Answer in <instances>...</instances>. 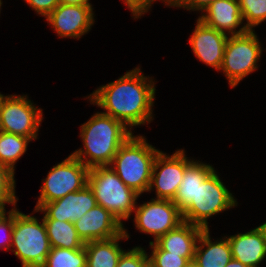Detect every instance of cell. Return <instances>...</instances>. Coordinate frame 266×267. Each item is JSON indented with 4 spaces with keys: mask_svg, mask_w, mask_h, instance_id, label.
I'll return each instance as SVG.
<instances>
[{
    "mask_svg": "<svg viewBox=\"0 0 266 267\" xmlns=\"http://www.w3.org/2000/svg\"><path fill=\"white\" fill-rule=\"evenodd\" d=\"M195 27L187 43L199 62L219 72L228 35L213 29L196 18Z\"/></svg>",
    "mask_w": 266,
    "mask_h": 267,
    "instance_id": "obj_13",
    "label": "cell"
},
{
    "mask_svg": "<svg viewBox=\"0 0 266 267\" xmlns=\"http://www.w3.org/2000/svg\"><path fill=\"white\" fill-rule=\"evenodd\" d=\"M233 194L215 169L196 187L195 199L182 212L183 221L209 229L208 219L238 207L239 203Z\"/></svg>",
    "mask_w": 266,
    "mask_h": 267,
    "instance_id": "obj_6",
    "label": "cell"
},
{
    "mask_svg": "<svg viewBox=\"0 0 266 267\" xmlns=\"http://www.w3.org/2000/svg\"><path fill=\"white\" fill-rule=\"evenodd\" d=\"M30 142L32 140L28 137L0 131V165L15 173L16 164L28 150Z\"/></svg>",
    "mask_w": 266,
    "mask_h": 267,
    "instance_id": "obj_23",
    "label": "cell"
},
{
    "mask_svg": "<svg viewBox=\"0 0 266 267\" xmlns=\"http://www.w3.org/2000/svg\"><path fill=\"white\" fill-rule=\"evenodd\" d=\"M124 5L131 10L140 0H121Z\"/></svg>",
    "mask_w": 266,
    "mask_h": 267,
    "instance_id": "obj_36",
    "label": "cell"
},
{
    "mask_svg": "<svg viewBox=\"0 0 266 267\" xmlns=\"http://www.w3.org/2000/svg\"><path fill=\"white\" fill-rule=\"evenodd\" d=\"M141 267H156V264L154 263V261L150 258V256L148 255L141 264Z\"/></svg>",
    "mask_w": 266,
    "mask_h": 267,
    "instance_id": "obj_34",
    "label": "cell"
},
{
    "mask_svg": "<svg viewBox=\"0 0 266 267\" xmlns=\"http://www.w3.org/2000/svg\"><path fill=\"white\" fill-rule=\"evenodd\" d=\"M156 78L145 76L141 66L127 70L117 80L100 85L84 96L91 105L101 108L103 114L121 121L132 132L134 128L153 122L156 98Z\"/></svg>",
    "mask_w": 266,
    "mask_h": 267,
    "instance_id": "obj_1",
    "label": "cell"
},
{
    "mask_svg": "<svg viewBox=\"0 0 266 267\" xmlns=\"http://www.w3.org/2000/svg\"><path fill=\"white\" fill-rule=\"evenodd\" d=\"M87 253L81 249L51 247L41 267H86Z\"/></svg>",
    "mask_w": 266,
    "mask_h": 267,
    "instance_id": "obj_24",
    "label": "cell"
},
{
    "mask_svg": "<svg viewBox=\"0 0 266 267\" xmlns=\"http://www.w3.org/2000/svg\"><path fill=\"white\" fill-rule=\"evenodd\" d=\"M162 2L167 8H172L178 0H140L131 10V17L134 20L141 19L145 14L149 11L151 12L152 6H154V2Z\"/></svg>",
    "mask_w": 266,
    "mask_h": 267,
    "instance_id": "obj_30",
    "label": "cell"
},
{
    "mask_svg": "<svg viewBox=\"0 0 266 267\" xmlns=\"http://www.w3.org/2000/svg\"><path fill=\"white\" fill-rule=\"evenodd\" d=\"M184 148L173 154L160 151L155 157L150 186L147 193H155L152 198L173 200L182 182L185 168L194 160L187 157Z\"/></svg>",
    "mask_w": 266,
    "mask_h": 267,
    "instance_id": "obj_11",
    "label": "cell"
},
{
    "mask_svg": "<svg viewBox=\"0 0 266 267\" xmlns=\"http://www.w3.org/2000/svg\"><path fill=\"white\" fill-rule=\"evenodd\" d=\"M160 151L143 134L132 133L109 166L124 184L143 197L149 189L153 163Z\"/></svg>",
    "mask_w": 266,
    "mask_h": 267,
    "instance_id": "obj_3",
    "label": "cell"
},
{
    "mask_svg": "<svg viewBox=\"0 0 266 267\" xmlns=\"http://www.w3.org/2000/svg\"><path fill=\"white\" fill-rule=\"evenodd\" d=\"M203 230L204 228L198 225L183 222L177 228L161 236L155 243L163 251L192 260Z\"/></svg>",
    "mask_w": 266,
    "mask_h": 267,
    "instance_id": "obj_18",
    "label": "cell"
},
{
    "mask_svg": "<svg viewBox=\"0 0 266 267\" xmlns=\"http://www.w3.org/2000/svg\"><path fill=\"white\" fill-rule=\"evenodd\" d=\"M75 229L84 243L115 238L124 232L125 226L100 205L86 212L74 222Z\"/></svg>",
    "mask_w": 266,
    "mask_h": 267,
    "instance_id": "obj_15",
    "label": "cell"
},
{
    "mask_svg": "<svg viewBox=\"0 0 266 267\" xmlns=\"http://www.w3.org/2000/svg\"><path fill=\"white\" fill-rule=\"evenodd\" d=\"M89 168L72 154L57 162L46 177L41 179L40 194L34 209L63 198L69 193L82 190L88 184Z\"/></svg>",
    "mask_w": 266,
    "mask_h": 267,
    "instance_id": "obj_8",
    "label": "cell"
},
{
    "mask_svg": "<svg viewBox=\"0 0 266 267\" xmlns=\"http://www.w3.org/2000/svg\"><path fill=\"white\" fill-rule=\"evenodd\" d=\"M131 218L135 230L153 237L149 243L156 242L184 222L182 212L172 200L156 198H150L143 204L137 202Z\"/></svg>",
    "mask_w": 266,
    "mask_h": 267,
    "instance_id": "obj_10",
    "label": "cell"
},
{
    "mask_svg": "<svg viewBox=\"0 0 266 267\" xmlns=\"http://www.w3.org/2000/svg\"><path fill=\"white\" fill-rule=\"evenodd\" d=\"M28 94H6L0 99V131L22 135L35 141L43 122V110Z\"/></svg>",
    "mask_w": 266,
    "mask_h": 267,
    "instance_id": "obj_9",
    "label": "cell"
},
{
    "mask_svg": "<svg viewBox=\"0 0 266 267\" xmlns=\"http://www.w3.org/2000/svg\"><path fill=\"white\" fill-rule=\"evenodd\" d=\"M96 205L97 202L93 190L87 184L82 190L45 203L35 211L43 214V219H56L74 223Z\"/></svg>",
    "mask_w": 266,
    "mask_h": 267,
    "instance_id": "obj_14",
    "label": "cell"
},
{
    "mask_svg": "<svg viewBox=\"0 0 266 267\" xmlns=\"http://www.w3.org/2000/svg\"><path fill=\"white\" fill-rule=\"evenodd\" d=\"M94 5L59 4L44 20L58 38L80 40L95 23Z\"/></svg>",
    "mask_w": 266,
    "mask_h": 267,
    "instance_id": "obj_12",
    "label": "cell"
},
{
    "mask_svg": "<svg viewBox=\"0 0 266 267\" xmlns=\"http://www.w3.org/2000/svg\"><path fill=\"white\" fill-rule=\"evenodd\" d=\"M32 11L37 14V16H41L42 18H46L58 5L59 0H23Z\"/></svg>",
    "mask_w": 266,
    "mask_h": 267,
    "instance_id": "obj_31",
    "label": "cell"
},
{
    "mask_svg": "<svg viewBox=\"0 0 266 267\" xmlns=\"http://www.w3.org/2000/svg\"><path fill=\"white\" fill-rule=\"evenodd\" d=\"M232 258L249 267H260L266 261V245L261 231L255 227L248 231L227 235Z\"/></svg>",
    "mask_w": 266,
    "mask_h": 267,
    "instance_id": "obj_17",
    "label": "cell"
},
{
    "mask_svg": "<svg viewBox=\"0 0 266 267\" xmlns=\"http://www.w3.org/2000/svg\"><path fill=\"white\" fill-rule=\"evenodd\" d=\"M32 213L25 214L14 208V226L10 250L21 262V267H41L51 245L43 218ZM41 222H40V221Z\"/></svg>",
    "mask_w": 266,
    "mask_h": 267,
    "instance_id": "obj_4",
    "label": "cell"
},
{
    "mask_svg": "<svg viewBox=\"0 0 266 267\" xmlns=\"http://www.w3.org/2000/svg\"><path fill=\"white\" fill-rule=\"evenodd\" d=\"M198 19L228 36L243 34L248 30L244 26L238 0H217Z\"/></svg>",
    "mask_w": 266,
    "mask_h": 267,
    "instance_id": "obj_16",
    "label": "cell"
},
{
    "mask_svg": "<svg viewBox=\"0 0 266 267\" xmlns=\"http://www.w3.org/2000/svg\"><path fill=\"white\" fill-rule=\"evenodd\" d=\"M129 238L131 235L124 228V232L115 238L85 243L86 267H117L120 256L126 250L120 244Z\"/></svg>",
    "mask_w": 266,
    "mask_h": 267,
    "instance_id": "obj_20",
    "label": "cell"
},
{
    "mask_svg": "<svg viewBox=\"0 0 266 267\" xmlns=\"http://www.w3.org/2000/svg\"><path fill=\"white\" fill-rule=\"evenodd\" d=\"M59 4H66V5H93L90 0H59Z\"/></svg>",
    "mask_w": 266,
    "mask_h": 267,
    "instance_id": "obj_33",
    "label": "cell"
},
{
    "mask_svg": "<svg viewBox=\"0 0 266 267\" xmlns=\"http://www.w3.org/2000/svg\"><path fill=\"white\" fill-rule=\"evenodd\" d=\"M244 26L255 30L266 21V0H238Z\"/></svg>",
    "mask_w": 266,
    "mask_h": 267,
    "instance_id": "obj_25",
    "label": "cell"
},
{
    "mask_svg": "<svg viewBox=\"0 0 266 267\" xmlns=\"http://www.w3.org/2000/svg\"><path fill=\"white\" fill-rule=\"evenodd\" d=\"M263 51L266 48L255 30L228 37L219 72L223 73L230 88L239 86L244 78L258 71L261 56H264Z\"/></svg>",
    "mask_w": 266,
    "mask_h": 267,
    "instance_id": "obj_7",
    "label": "cell"
},
{
    "mask_svg": "<svg viewBox=\"0 0 266 267\" xmlns=\"http://www.w3.org/2000/svg\"><path fill=\"white\" fill-rule=\"evenodd\" d=\"M88 186L93 190L97 205L126 225L124 222L132 217L140 195L124 184L110 166L89 168Z\"/></svg>",
    "mask_w": 266,
    "mask_h": 267,
    "instance_id": "obj_5",
    "label": "cell"
},
{
    "mask_svg": "<svg viewBox=\"0 0 266 267\" xmlns=\"http://www.w3.org/2000/svg\"><path fill=\"white\" fill-rule=\"evenodd\" d=\"M148 256L143 246H134L125 250L119 258L117 267H141L142 261Z\"/></svg>",
    "mask_w": 266,
    "mask_h": 267,
    "instance_id": "obj_29",
    "label": "cell"
},
{
    "mask_svg": "<svg viewBox=\"0 0 266 267\" xmlns=\"http://www.w3.org/2000/svg\"><path fill=\"white\" fill-rule=\"evenodd\" d=\"M14 226V209L4 212L0 217V249L9 252Z\"/></svg>",
    "mask_w": 266,
    "mask_h": 267,
    "instance_id": "obj_28",
    "label": "cell"
},
{
    "mask_svg": "<svg viewBox=\"0 0 266 267\" xmlns=\"http://www.w3.org/2000/svg\"><path fill=\"white\" fill-rule=\"evenodd\" d=\"M257 228L261 231L265 245H266V222L258 225Z\"/></svg>",
    "mask_w": 266,
    "mask_h": 267,
    "instance_id": "obj_37",
    "label": "cell"
},
{
    "mask_svg": "<svg viewBox=\"0 0 266 267\" xmlns=\"http://www.w3.org/2000/svg\"><path fill=\"white\" fill-rule=\"evenodd\" d=\"M7 210H5L1 205H0V217L1 215L6 212Z\"/></svg>",
    "mask_w": 266,
    "mask_h": 267,
    "instance_id": "obj_39",
    "label": "cell"
},
{
    "mask_svg": "<svg viewBox=\"0 0 266 267\" xmlns=\"http://www.w3.org/2000/svg\"><path fill=\"white\" fill-rule=\"evenodd\" d=\"M217 0H178V2L172 8H182L190 13L193 11L198 13L199 16L203 11L212 3Z\"/></svg>",
    "mask_w": 266,
    "mask_h": 267,
    "instance_id": "obj_32",
    "label": "cell"
},
{
    "mask_svg": "<svg viewBox=\"0 0 266 267\" xmlns=\"http://www.w3.org/2000/svg\"><path fill=\"white\" fill-rule=\"evenodd\" d=\"M184 267H198L196 261L194 259L188 260Z\"/></svg>",
    "mask_w": 266,
    "mask_h": 267,
    "instance_id": "obj_38",
    "label": "cell"
},
{
    "mask_svg": "<svg viewBox=\"0 0 266 267\" xmlns=\"http://www.w3.org/2000/svg\"><path fill=\"white\" fill-rule=\"evenodd\" d=\"M211 231L204 229L198 239L194 260L198 267H225L232 259L231 247L226 235L217 240L211 238Z\"/></svg>",
    "mask_w": 266,
    "mask_h": 267,
    "instance_id": "obj_19",
    "label": "cell"
},
{
    "mask_svg": "<svg viewBox=\"0 0 266 267\" xmlns=\"http://www.w3.org/2000/svg\"><path fill=\"white\" fill-rule=\"evenodd\" d=\"M132 133L121 121L97 111L81 124L82 146L71 154L88 168L109 166Z\"/></svg>",
    "mask_w": 266,
    "mask_h": 267,
    "instance_id": "obj_2",
    "label": "cell"
},
{
    "mask_svg": "<svg viewBox=\"0 0 266 267\" xmlns=\"http://www.w3.org/2000/svg\"><path fill=\"white\" fill-rule=\"evenodd\" d=\"M51 247L81 249L85 243L79 237L74 223L56 219H43Z\"/></svg>",
    "mask_w": 266,
    "mask_h": 267,
    "instance_id": "obj_22",
    "label": "cell"
},
{
    "mask_svg": "<svg viewBox=\"0 0 266 267\" xmlns=\"http://www.w3.org/2000/svg\"><path fill=\"white\" fill-rule=\"evenodd\" d=\"M2 5H3V0H0V15H1V9H2Z\"/></svg>",
    "mask_w": 266,
    "mask_h": 267,
    "instance_id": "obj_40",
    "label": "cell"
},
{
    "mask_svg": "<svg viewBox=\"0 0 266 267\" xmlns=\"http://www.w3.org/2000/svg\"><path fill=\"white\" fill-rule=\"evenodd\" d=\"M215 170L212 164L202 162V160H193L186 168L182 182L178 187L175 198L172 200L179 210L183 212L195 199L196 187Z\"/></svg>",
    "mask_w": 266,
    "mask_h": 267,
    "instance_id": "obj_21",
    "label": "cell"
},
{
    "mask_svg": "<svg viewBox=\"0 0 266 267\" xmlns=\"http://www.w3.org/2000/svg\"><path fill=\"white\" fill-rule=\"evenodd\" d=\"M151 253L148 255L156 264V267H184L188 259L179 255L163 251L155 242L149 243Z\"/></svg>",
    "mask_w": 266,
    "mask_h": 267,
    "instance_id": "obj_27",
    "label": "cell"
},
{
    "mask_svg": "<svg viewBox=\"0 0 266 267\" xmlns=\"http://www.w3.org/2000/svg\"><path fill=\"white\" fill-rule=\"evenodd\" d=\"M225 267H249L232 258Z\"/></svg>",
    "mask_w": 266,
    "mask_h": 267,
    "instance_id": "obj_35",
    "label": "cell"
},
{
    "mask_svg": "<svg viewBox=\"0 0 266 267\" xmlns=\"http://www.w3.org/2000/svg\"><path fill=\"white\" fill-rule=\"evenodd\" d=\"M15 174L6 166L0 165V205L6 210V206L17 208L19 197L16 195Z\"/></svg>",
    "mask_w": 266,
    "mask_h": 267,
    "instance_id": "obj_26",
    "label": "cell"
}]
</instances>
